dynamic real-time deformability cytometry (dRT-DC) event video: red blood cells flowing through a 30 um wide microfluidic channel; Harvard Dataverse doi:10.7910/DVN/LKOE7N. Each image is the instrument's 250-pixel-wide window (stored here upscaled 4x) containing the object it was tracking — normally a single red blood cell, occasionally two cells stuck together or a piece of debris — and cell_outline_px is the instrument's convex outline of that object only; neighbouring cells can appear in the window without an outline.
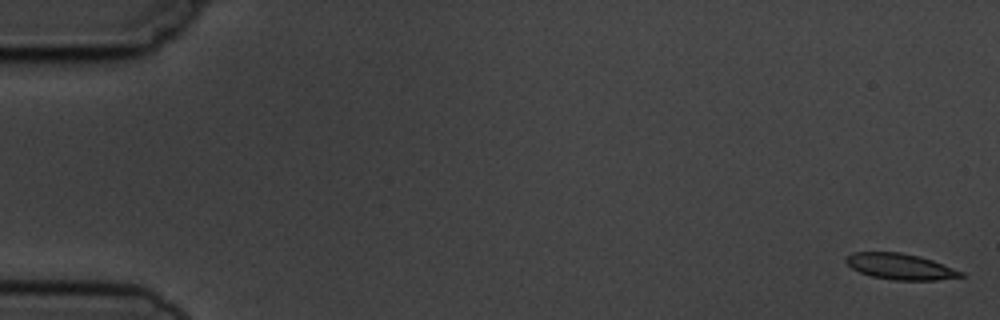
{"species": "common noctule bat (a hibernating species)", "species_latin": "Nyctalus noctula", "temperature_condition": "cold", "stored_images_in_passage": 5, "camera_frame_rate_fps": 3000, "um_per_image_px": 0.085, "animal": {"sex": "male", "body_mass_g": 19.5, "forearm_length_mm": 54.6}, "frame": {"image": 1, "passage_image": 1, "time_ms": 0.0, "image_size_px": [1000, 320], "cell_outline_px": [[964, 276], [936, 280], [892, 280], [872, 276], [860, 272], [852, 268], [844, 260], [852, 252], [900, 252], [932, 260], [964, 272]], "centroid_in_image_um": [76.51, 22.66], "position_along_channel_um": 8.5, "area_um2": 17.17}}
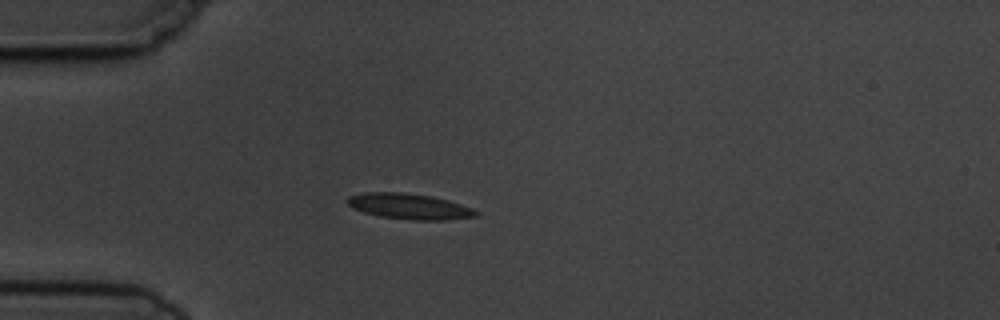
{"frame": {"image": 2, "passage_image": 5, "time_ms": 4.667, "image_size_px": [1000, 320], "cell_outline_px": [[480, 212], [476, 216], [444, 220], [412, 220], [380, 216], [364, 212], [352, 208], [348, 204], [348, 196], [364, 192], [404, 192], [432, 196], [448, 200], [472, 208]], "centroid_in_image_um": [34.79, 17.53], "position_along_channel_um": 50.2, "area_um2": 19.19}}